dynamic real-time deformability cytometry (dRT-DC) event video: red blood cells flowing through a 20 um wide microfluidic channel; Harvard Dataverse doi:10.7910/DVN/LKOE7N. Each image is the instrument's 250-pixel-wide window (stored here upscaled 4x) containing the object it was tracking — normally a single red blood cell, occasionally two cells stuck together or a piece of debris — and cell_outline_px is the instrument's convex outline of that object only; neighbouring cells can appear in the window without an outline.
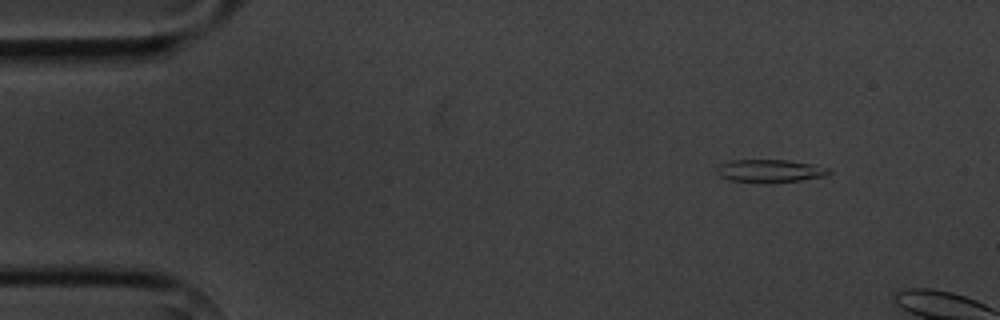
{"species": "common noctule bat (a hibernating species)", "species_latin": "Nyctalus noctula", "temperature_condition": "cold", "stored_images_in_passage": 2, "camera_frame_rate_fps": 3000, "um_per_image_px": 0.085, "animal": {"sex": "male", "body_mass_g": 20.1, "forearm_length_mm": 53.5}, "frame": {"image": 1, "passage_image": 1, "time_ms": 0.0, "image_size_px": [1000, 320], "cell_outline_px": [[832, 172], [824, 176], [800, 180], [764, 184], [732, 180], [720, 176], [716, 172], [716, 168], [720, 164], [732, 160], [788, 160], [812, 164], [828, 168]], "centroid_in_image_um": [65.43, 14.53], "position_along_channel_um": 19.6, "area_um2": 15.03}}